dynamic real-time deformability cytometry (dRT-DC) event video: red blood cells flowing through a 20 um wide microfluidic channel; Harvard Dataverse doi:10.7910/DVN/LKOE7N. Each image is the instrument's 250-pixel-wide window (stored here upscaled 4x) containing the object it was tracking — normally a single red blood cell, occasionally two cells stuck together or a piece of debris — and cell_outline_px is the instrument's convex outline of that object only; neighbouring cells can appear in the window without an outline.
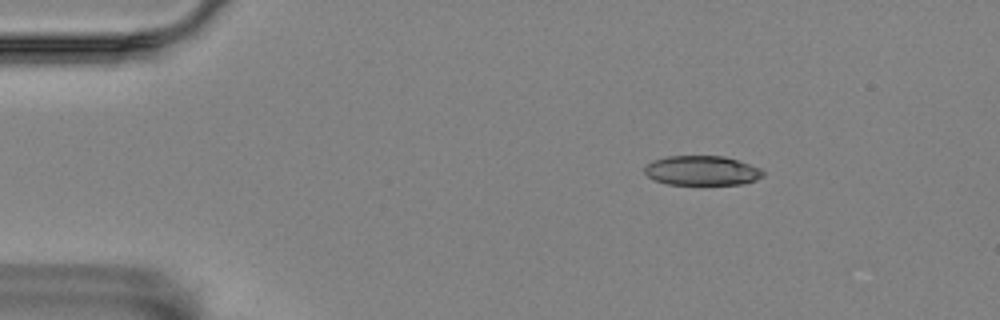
{"species": "Egyptian fruit bat (a non-hibernating species)", "species_latin": "Rousettus aegyptiacus", "temperature_condition": "room temperature", "stored_images_in_passage": 4, "camera_frame_rate_fps": 3000, "um_per_image_px": 0.085, "animal": {"sex": "female"}, "frame": {"image": 1, "passage_image": 2, "time_ms": 0.333, "image_size_px": [1000, 320], "cell_outline_px": [[764, 176], [756, 180], [744, 184], [668, 184], [656, 180], [648, 176], [644, 172], [644, 168], [652, 160], [668, 156], [724, 156], [760, 168], [764, 172]], "centroid_in_image_um": [59.67, 14.5], "position_along_channel_um": 25.3, "area_um2": 20.29}}